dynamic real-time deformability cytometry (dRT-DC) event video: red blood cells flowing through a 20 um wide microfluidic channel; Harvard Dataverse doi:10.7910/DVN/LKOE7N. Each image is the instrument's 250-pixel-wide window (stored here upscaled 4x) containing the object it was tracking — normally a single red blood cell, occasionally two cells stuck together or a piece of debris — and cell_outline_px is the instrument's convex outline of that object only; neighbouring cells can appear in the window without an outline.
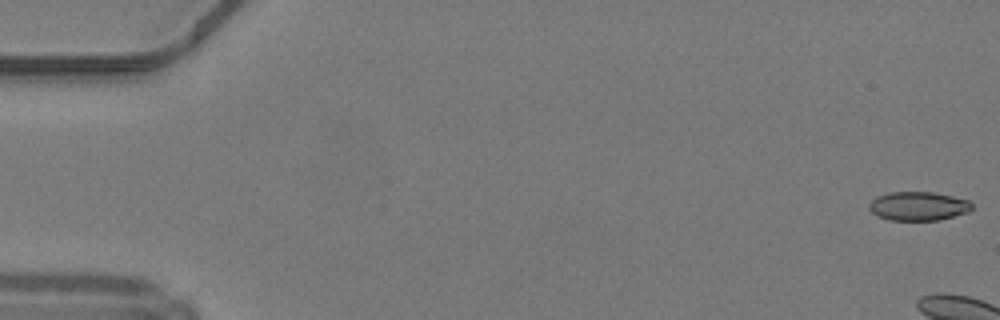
{"species": "common noctule bat (a hibernating species)", "species_latin": "Nyctalus noctula", "temperature_condition": "warm", "stored_images_in_passage": 6, "camera_frame_rate_fps": 3000, "um_per_image_px": 0.085, "animal": {"sex": "male", "body_mass_g": 19.2, "forearm_length_mm": 51.8}, "frame": {"image": 1, "passage_image": 1, "time_ms": 0.0, "image_size_px": [1000, 320], "cell_outline_px": [[972, 208], [968, 212], [940, 220], [888, 220], [876, 216], [868, 208], [868, 204], [876, 196], [888, 192], [932, 192], [952, 196], [968, 200], [972, 204]], "centroid_in_image_um": [78.02, 17.52], "position_along_channel_um": 7.0, "area_um2": 17.4}}